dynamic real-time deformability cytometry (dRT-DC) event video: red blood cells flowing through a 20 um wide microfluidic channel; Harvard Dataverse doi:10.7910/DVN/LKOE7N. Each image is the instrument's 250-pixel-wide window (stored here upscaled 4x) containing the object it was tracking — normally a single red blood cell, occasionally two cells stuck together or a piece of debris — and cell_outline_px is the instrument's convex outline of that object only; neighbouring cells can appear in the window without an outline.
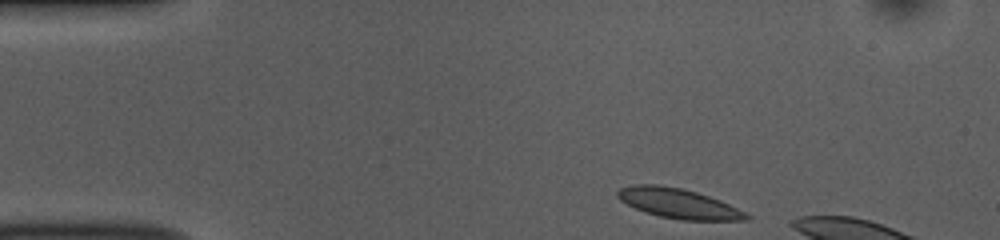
{"species": "common noctule bat (a hibernating species)", "species_latin": "Nyctalus noctula", "temperature_condition": "room temperature", "stored_images_in_passage": 39, "camera_frame_rate_fps": 3000, "um_per_image_px": 0.085, "animal": {"sex": "female", "body_mass_g": 10.0, "forearm_length_mm": 53.1}, "frame": {"image": 1, "passage_image": 1, "time_ms": 0.0, "image_size_px": [1000, 240], "cell_outline_px": [[752, 216], [744, 220], [680, 220], [660, 216], [636, 208], [620, 200], [616, 196], [616, 192], [620, 188], [636, 184], [656, 184], [680, 188], [696, 192], [720, 200]], "centroid_in_image_um": [57.64, 17.28], "position_along_channel_um": 27.4, "area_um2": 22.02}}
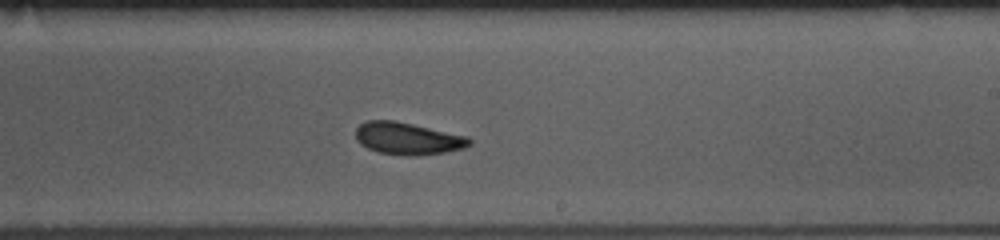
{"frame": {"image": 2, "passage_image": 24, "time_ms": 7.667, "image_size_px": [1000, 240], "cell_outline_px": [[472, 144], [464, 148], [444, 152], [420, 156], [412, 156], [376, 152], [360, 144], [356, 140], [356, 128], [360, 124], [368, 120], [396, 120], [468, 136], [472, 140]], "centroid_in_image_um": [34.67, 11.77], "position_along_channel_um": 254.3, "area_um2": 21.56}}
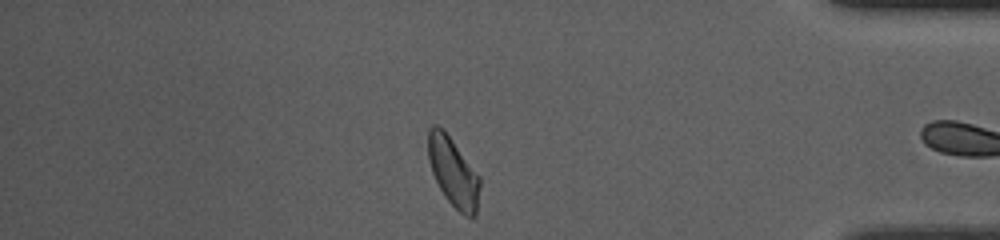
{"frame": {"image": 3, "passage_image": 38, "time_ms": 12.333, "image_size_px": [1000, 240], "cell_outline_px": [[480, 184], [476, 216], [472, 220], [464, 216], [444, 196], [432, 172], [428, 160], [428, 128], [432, 124], [436, 124], [444, 128], [480, 176]], "centroid_in_image_um": [38.53, 14.61], "position_along_channel_um": 396.7, "area_um2": 21.15}, "authors_computed_cell_mechanics": {"area_um2": 21.4438, "velocity_mm_per_s": 3.7362, "shape_relaxation_time_tau1_ms": 2.4952, "shape_relaxation_time_tau2_ms": 1.9818, "deformation_change_tau1": 0.0962, "deformation_change_tau2": 0.066}}